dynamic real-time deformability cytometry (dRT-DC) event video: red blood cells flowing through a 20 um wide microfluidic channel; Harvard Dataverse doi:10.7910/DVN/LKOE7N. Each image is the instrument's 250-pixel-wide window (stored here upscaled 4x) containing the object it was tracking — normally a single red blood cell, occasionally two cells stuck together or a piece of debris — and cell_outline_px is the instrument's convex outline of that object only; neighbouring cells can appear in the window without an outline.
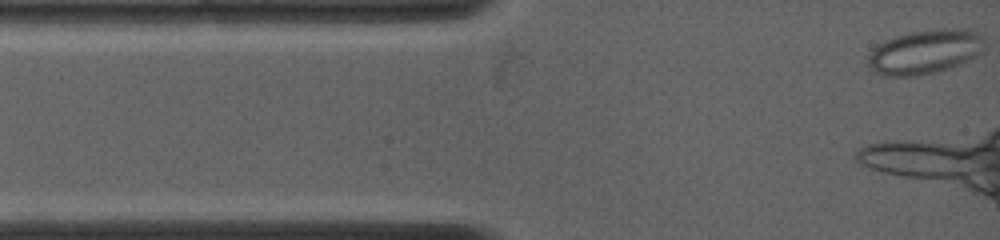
{"species": "common noctule bat (a hibernating species)", "species_latin": "Nyctalus noctula", "temperature_condition": "warm", "stored_images_in_passage": 19, "camera_frame_rate_fps": 5000, "um_per_image_px": 0.085, "animal": {"sex": "female", "body_mass_g": 19.0, "forearm_length_mm": 53.3}, "frame": {"image": 1, "passage_image": 1, "time_ms": 0.0, "image_size_px": [1000, 240], "cell_outline_px": [[984, 52], [960, 64], [936, 72], [916, 76], [880, 76], [868, 68], [868, 56], [880, 44], [888, 40], [912, 32], [976, 32], [980, 36], [984, 48]], "centroid_in_image_um": [78.55, 4.51], "position_along_channel_um": 6.5, "area_um2": 28.55}}